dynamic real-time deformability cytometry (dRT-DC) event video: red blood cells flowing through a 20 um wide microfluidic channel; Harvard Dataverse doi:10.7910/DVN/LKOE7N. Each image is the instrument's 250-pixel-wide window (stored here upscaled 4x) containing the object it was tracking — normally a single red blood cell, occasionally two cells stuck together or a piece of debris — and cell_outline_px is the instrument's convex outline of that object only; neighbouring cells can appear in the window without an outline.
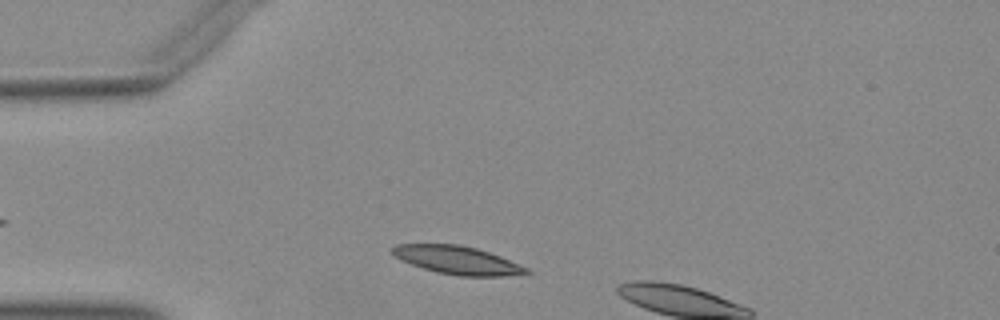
{"species": "Egyptian fruit bat (a non-hibernating species)", "species_latin": "Rousettus aegyptiacus", "temperature_condition": "warm", "stored_images_in_passage": 6, "camera_frame_rate_fps": 3000, "um_per_image_px": 0.085, "animal": {"sex": "female"}, "frame": {"image": 1, "passage_image": 4, "time_ms": 1.0, "image_size_px": [1000, 320], "cell_outline_px": [[532, 272], [504, 276], [460, 276], [436, 272], [400, 260], [392, 256], [392, 248], [396, 244], [460, 244], [476, 248], [500, 256], [520, 264], [528, 268]], "centroid_in_image_um": [38.86, 22.11], "position_along_channel_um": 46.1, "area_um2": 21.96}}